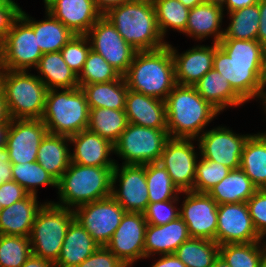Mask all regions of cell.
<instances>
[{"instance_id":"1","label":"cell","mask_w":266,"mask_h":267,"mask_svg":"<svg viewBox=\"0 0 266 267\" xmlns=\"http://www.w3.org/2000/svg\"><path fill=\"white\" fill-rule=\"evenodd\" d=\"M216 48L213 69L227 79L245 101L266 96L262 82L264 47L256 40L221 39Z\"/></svg>"},{"instance_id":"2","label":"cell","mask_w":266,"mask_h":267,"mask_svg":"<svg viewBox=\"0 0 266 267\" xmlns=\"http://www.w3.org/2000/svg\"><path fill=\"white\" fill-rule=\"evenodd\" d=\"M165 106L170 138L196 140L220 113L189 85L176 84L165 99Z\"/></svg>"},{"instance_id":"3","label":"cell","mask_w":266,"mask_h":267,"mask_svg":"<svg viewBox=\"0 0 266 267\" xmlns=\"http://www.w3.org/2000/svg\"><path fill=\"white\" fill-rule=\"evenodd\" d=\"M124 78L128 89L165 101L176 85L170 46L137 51Z\"/></svg>"},{"instance_id":"4","label":"cell","mask_w":266,"mask_h":267,"mask_svg":"<svg viewBox=\"0 0 266 267\" xmlns=\"http://www.w3.org/2000/svg\"><path fill=\"white\" fill-rule=\"evenodd\" d=\"M103 15L136 51L155 50L168 44L159 31L152 0H131Z\"/></svg>"},{"instance_id":"5","label":"cell","mask_w":266,"mask_h":267,"mask_svg":"<svg viewBox=\"0 0 266 267\" xmlns=\"http://www.w3.org/2000/svg\"><path fill=\"white\" fill-rule=\"evenodd\" d=\"M113 169L71 162L57 182L59 201L48 202L74 210L80 205L110 197Z\"/></svg>"},{"instance_id":"6","label":"cell","mask_w":266,"mask_h":267,"mask_svg":"<svg viewBox=\"0 0 266 267\" xmlns=\"http://www.w3.org/2000/svg\"><path fill=\"white\" fill-rule=\"evenodd\" d=\"M51 89L47 91L45 109L41 120L48 133L71 136L87 129L89 106L80 88Z\"/></svg>"},{"instance_id":"7","label":"cell","mask_w":266,"mask_h":267,"mask_svg":"<svg viewBox=\"0 0 266 267\" xmlns=\"http://www.w3.org/2000/svg\"><path fill=\"white\" fill-rule=\"evenodd\" d=\"M2 91L11 119H41L47 87L28 71L4 69Z\"/></svg>"},{"instance_id":"8","label":"cell","mask_w":266,"mask_h":267,"mask_svg":"<svg viewBox=\"0 0 266 267\" xmlns=\"http://www.w3.org/2000/svg\"><path fill=\"white\" fill-rule=\"evenodd\" d=\"M74 219L73 209L45 202L35 217L30 234L32 255L55 264L60 256L68 226Z\"/></svg>"},{"instance_id":"9","label":"cell","mask_w":266,"mask_h":267,"mask_svg":"<svg viewBox=\"0 0 266 267\" xmlns=\"http://www.w3.org/2000/svg\"><path fill=\"white\" fill-rule=\"evenodd\" d=\"M167 129H154L128 123L114 144V154L122 157V164L145 165L159 162L167 141Z\"/></svg>"},{"instance_id":"10","label":"cell","mask_w":266,"mask_h":267,"mask_svg":"<svg viewBox=\"0 0 266 267\" xmlns=\"http://www.w3.org/2000/svg\"><path fill=\"white\" fill-rule=\"evenodd\" d=\"M42 55L33 28L20 16L2 41V68L28 71L37 67Z\"/></svg>"},{"instance_id":"11","label":"cell","mask_w":266,"mask_h":267,"mask_svg":"<svg viewBox=\"0 0 266 267\" xmlns=\"http://www.w3.org/2000/svg\"><path fill=\"white\" fill-rule=\"evenodd\" d=\"M125 212V209L112 196L74 209L75 219L100 246H106L109 242Z\"/></svg>"},{"instance_id":"12","label":"cell","mask_w":266,"mask_h":267,"mask_svg":"<svg viewBox=\"0 0 266 267\" xmlns=\"http://www.w3.org/2000/svg\"><path fill=\"white\" fill-rule=\"evenodd\" d=\"M91 49L100 54L121 76H124L137 52L102 15L86 34Z\"/></svg>"},{"instance_id":"13","label":"cell","mask_w":266,"mask_h":267,"mask_svg":"<svg viewBox=\"0 0 266 267\" xmlns=\"http://www.w3.org/2000/svg\"><path fill=\"white\" fill-rule=\"evenodd\" d=\"M119 182V188L116 187ZM111 196L126 212L144 213L149 204L146 164H116L112 173Z\"/></svg>"},{"instance_id":"14","label":"cell","mask_w":266,"mask_h":267,"mask_svg":"<svg viewBox=\"0 0 266 267\" xmlns=\"http://www.w3.org/2000/svg\"><path fill=\"white\" fill-rule=\"evenodd\" d=\"M144 213L125 212L120 225L106 247L127 267L145 258L144 240L147 228Z\"/></svg>"},{"instance_id":"15","label":"cell","mask_w":266,"mask_h":267,"mask_svg":"<svg viewBox=\"0 0 266 267\" xmlns=\"http://www.w3.org/2000/svg\"><path fill=\"white\" fill-rule=\"evenodd\" d=\"M250 135H239L223 126L205 130L196 140L200 157L221 163L231 170L238 169L244 144Z\"/></svg>"},{"instance_id":"16","label":"cell","mask_w":266,"mask_h":267,"mask_svg":"<svg viewBox=\"0 0 266 267\" xmlns=\"http://www.w3.org/2000/svg\"><path fill=\"white\" fill-rule=\"evenodd\" d=\"M192 141L194 139L170 138L159 160L181 192L193 191L199 160Z\"/></svg>"},{"instance_id":"17","label":"cell","mask_w":266,"mask_h":267,"mask_svg":"<svg viewBox=\"0 0 266 267\" xmlns=\"http://www.w3.org/2000/svg\"><path fill=\"white\" fill-rule=\"evenodd\" d=\"M262 240L253 225L246 202L218 205L215 238L218 245L252 243Z\"/></svg>"},{"instance_id":"18","label":"cell","mask_w":266,"mask_h":267,"mask_svg":"<svg viewBox=\"0 0 266 267\" xmlns=\"http://www.w3.org/2000/svg\"><path fill=\"white\" fill-rule=\"evenodd\" d=\"M47 133L41 119H11L5 146L10 163L35 162L39 145Z\"/></svg>"},{"instance_id":"19","label":"cell","mask_w":266,"mask_h":267,"mask_svg":"<svg viewBox=\"0 0 266 267\" xmlns=\"http://www.w3.org/2000/svg\"><path fill=\"white\" fill-rule=\"evenodd\" d=\"M182 193L186 196L179 213L188 227L190 237L215 241L218 204L207 193Z\"/></svg>"},{"instance_id":"20","label":"cell","mask_w":266,"mask_h":267,"mask_svg":"<svg viewBox=\"0 0 266 267\" xmlns=\"http://www.w3.org/2000/svg\"><path fill=\"white\" fill-rule=\"evenodd\" d=\"M212 44L197 45L182 54L177 53V49L168 44L174 59L176 84L194 86L213 68L215 51L219 45Z\"/></svg>"},{"instance_id":"21","label":"cell","mask_w":266,"mask_h":267,"mask_svg":"<svg viewBox=\"0 0 266 267\" xmlns=\"http://www.w3.org/2000/svg\"><path fill=\"white\" fill-rule=\"evenodd\" d=\"M74 148L71 162L83 166L115 167L114 159L109 158L114 153V144L100 135L85 129L69 136Z\"/></svg>"},{"instance_id":"22","label":"cell","mask_w":266,"mask_h":267,"mask_svg":"<svg viewBox=\"0 0 266 267\" xmlns=\"http://www.w3.org/2000/svg\"><path fill=\"white\" fill-rule=\"evenodd\" d=\"M45 10L75 35H86L103 15L94 0H55Z\"/></svg>"},{"instance_id":"23","label":"cell","mask_w":266,"mask_h":267,"mask_svg":"<svg viewBox=\"0 0 266 267\" xmlns=\"http://www.w3.org/2000/svg\"><path fill=\"white\" fill-rule=\"evenodd\" d=\"M125 114L129 123L154 128L167 129L165 101L128 89Z\"/></svg>"},{"instance_id":"24","label":"cell","mask_w":266,"mask_h":267,"mask_svg":"<svg viewBox=\"0 0 266 267\" xmlns=\"http://www.w3.org/2000/svg\"><path fill=\"white\" fill-rule=\"evenodd\" d=\"M190 238L188 227L180 216L165 225L148 224L144 240L145 258L155 254H174Z\"/></svg>"},{"instance_id":"25","label":"cell","mask_w":266,"mask_h":267,"mask_svg":"<svg viewBox=\"0 0 266 267\" xmlns=\"http://www.w3.org/2000/svg\"><path fill=\"white\" fill-rule=\"evenodd\" d=\"M36 195L28 194L0 212V234L30 237L38 211L45 204Z\"/></svg>"},{"instance_id":"26","label":"cell","mask_w":266,"mask_h":267,"mask_svg":"<svg viewBox=\"0 0 266 267\" xmlns=\"http://www.w3.org/2000/svg\"><path fill=\"white\" fill-rule=\"evenodd\" d=\"M223 15V7L220 3L205 1L189 10L188 22L183 34L195 40L213 36V43H219L224 36V30H221Z\"/></svg>"},{"instance_id":"27","label":"cell","mask_w":266,"mask_h":267,"mask_svg":"<svg viewBox=\"0 0 266 267\" xmlns=\"http://www.w3.org/2000/svg\"><path fill=\"white\" fill-rule=\"evenodd\" d=\"M99 247L86 229L74 219L68 226L60 256L54 267H77Z\"/></svg>"},{"instance_id":"28","label":"cell","mask_w":266,"mask_h":267,"mask_svg":"<svg viewBox=\"0 0 266 267\" xmlns=\"http://www.w3.org/2000/svg\"><path fill=\"white\" fill-rule=\"evenodd\" d=\"M69 136L47 133L39 145L36 161L58 182L71 163Z\"/></svg>"},{"instance_id":"29","label":"cell","mask_w":266,"mask_h":267,"mask_svg":"<svg viewBox=\"0 0 266 267\" xmlns=\"http://www.w3.org/2000/svg\"><path fill=\"white\" fill-rule=\"evenodd\" d=\"M45 12L46 18L42 21L33 20L23 10L20 16L33 28L34 34L37 37L38 47L42 53L60 51L75 34L47 10Z\"/></svg>"},{"instance_id":"30","label":"cell","mask_w":266,"mask_h":267,"mask_svg":"<svg viewBox=\"0 0 266 267\" xmlns=\"http://www.w3.org/2000/svg\"><path fill=\"white\" fill-rule=\"evenodd\" d=\"M198 94L219 112L230 107L243 105L245 101L232 89L227 79L215 69L207 72L195 85Z\"/></svg>"},{"instance_id":"31","label":"cell","mask_w":266,"mask_h":267,"mask_svg":"<svg viewBox=\"0 0 266 267\" xmlns=\"http://www.w3.org/2000/svg\"><path fill=\"white\" fill-rule=\"evenodd\" d=\"M35 69L48 90L79 87L78 76L65 63L60 51L43 53Z\"/></svg>"},{"instance_id":"32","label":"cell","mask_w":266,"mask_h":267,"mask_svg":"<svg viewBox=\"0 0 266 267\" xmlns=\"http://www.w3.org/2000/svg\"><path fill=\"white\" fill-rule=\"evenodd\" d=\"M84 91L89 109L111 108L125 110L128 87L124 76L117 80L102 83L79 85Z\"/></svg>"},{"instance_id":"33","label":"cell","mask_w":266,"mask_h":267,"mask_svg":"<svg viewBox=\"0 0 266 267\" xmlns=\"http://www.w3.org/2000/svg\"><path fill=\"white\" fill-rule=\"evenodd\" d=\"M240 168L258 189H266V132L248 137L243 147Z\"/></svg>"},{"instance_id":"34","label":"cell","mask_w":266,"mask_h":267,"mask_svg":"<svg viewBox=\"0 0 266 267\" xmlns=\"http://www.w3.org/2000/svg\"><path fill=\"white\" fill-rule=\"evenodd\" d=\"M258 190L241 168L231 170L229 174L208 195L218 204L247 202Z\"/></svg>"},{"instance_id":"35","label":"cell","mask_w":266,"mask_h":267,"mask_svg":"<svg viewBox=\"0 0 266 267\" xmlns=\"http://www.w3.org/2000/svg\"><path fill=\"white\" fill-rule=\"evenodd\" d=\"M128 123L125 110L92 108L87 129L115 144Z\"/></svg>"},{"instance_id":"36","label":"cell","mask_w":266,"mask_h":267,"mask_svg":"<svg viewBox=\"0 0 266 267\" xmlns=\"http://www.w3.org/2000/svg\"><path fill=\"white\" fill-rule=\"evenodd\" d=\"M187 267H211L219 256V245L204 238H190L174 252Z\"/></svg>"},{"instance_id":"37","label":"cell","mask_w":266,"mask_h":267,"mask_svg":"<svg viewBox=\"0 0 266 267\" xmlns=\"http://www.w3.org/2000/svg\"><path fill=\"white\" fill-rule=\"evenodd\" d=\"M230 23L224 29V36L221 39L256 40L258 41V29L260 23V12L258 3L237 9L227 13Z\"/></svg>"},{"instance_id":"38","label":"cell","mask_w":266,"mask_h":267,"mask_svg":"<svg viewBox=\"0 0 266 267\" xmlns=\"http://www.w3.org/2000/svg\"><path fill=\"white\" fill-rule=\"evenodd\" d=\"M264 240L219 245V255L230 267H262Z\"/></svg>"},{"instance_id":"39","label":"cell","mask_w":266,"mask_h":267,"mask_svg":"<svg viewBox=\"0 0 266 267\" xmlns=\"http://www.w3.org/2000/svg\"><path fill=\"white\" fill-rule=\"evenodd\" d=\"M146 183L149 202L176 199L182 193L159 162L146 164Z\"/></svg>"},{"instance_id":"40","label":"cell","mask_w":266,"mask_h":267,"mask_svg":"<svg viewBox=\"0 0 266 267\" xmlns=\"http://www.w3.org/2000/svg\"><path fill=\"white\" fill-rule=\"evenodd\" d=\"M154 3L159 31L164 38L172 28L184 33L188 22L189 8L178 0H152Z\"/></svg>"},{"instance_id":"41","label":"cell","mask_w":266,"mask_h":267,"mask_svg":"<svg viewBox=\"0 0 266 267\" xmlns=\"http://www.w3.org/2000/svg\"><path fill=\"white\" fill-rule=\"evenodd\" d=\"M12 180L36 196L38 186L57 188V181L37 161L12 164Z\"/></svg>"},{"instance_id":"42","label":"cell","mask_w":266,"mask_h":267,"mask_svg":"<svg viewBox=\"0 0 266 267\" xmlns=\"http://www.w3.org/2000/svg\"><path fill=\"white\" fill-rule=\"evenodd\" d=\"M31 254L30 237L0 234V267H21Z\"/></svg>"},{"instance_id":"43","label":"cell","mask_w":266,"mask_h":267,"mask_svg":"<svg viewBox=\"0 0 266 267\" xmlns=\"http://www.w3.org/2000/svg\"><path fill=\"white\" fill-rule=\"evenodd\" d=\"M121 75L98 53L90 49L84 68L78 76L79 85L110 82Z\"/></svg>"},{"instance_id":"44","label":"cell","mask_w":266,"mask_h":267,"mask_svg":"<svg viewBox=\"0 0 266 267\" xmlns=\"http://www.w3.org/2000/svg\"><path fill=\"white\" fill-rule=\"evenodd\" d=\"M196 163V176L193 186V192L207 193L218 183H220L231 171L230 168L221 163L205 160Z\"/></svg>"},{"instance_id":"45","label":"cell","mask_w":266,"mask_h":267,"mask_svg":"<svg viewBox=\"0 0 266 267\" xmlns=\"http://www.w3.org/2000/svg\"><path fill=\"white\" fill-rule=\"evenodd\" d=\"M90 49L91 45L86 35H75L60 50V53L69 68L79 76L84 68Z\"/></svg>"},{"instance_id":"46","label":"cell","mask_w":266,"mask_h":267,"mask_svg":"<svg viewBox=\"0 0 266 267\" xmlns=\"http://www.w3.org/2000/svg\"><path fill=\"white\" fill-rule=\"evenodd\" d=\"M178 199L179 196L172 200L149 202L148 207L144 212L147 223L150 225L160 226L177 219L180 216L179 208L175 206V204L177 205L179 202Z\"/></svg>"},{"instance_id":"47","label":"cell","mask_w":266,"mask_h":267,"mask_svg":"<svg viewBox=\"0 0 266 267\" xmlns=\"http://www.w3.org/2000/svg\"><path fill=\"white\" fill-rule=\"evenodd\" d=\"M258 235L266 237V189H258L246 202Z\"/></svg>"},{"instance_id":"48","label":"cell","mask_w":266,"mask_h":267,"mask_svg":"<svg viewBox=\"0 0 266 267\" xmlns=\"http://www.w3.org/2000/svg\"><path fill=\"white\" fill-rule=\"evenodd\" d=\"M77 267H127L106 246H100Z\"/></svg>"},{"instance_id":"49","label":"cell","mask_w":266,"mask_h":267,"mask_svg":"<svg viewBox=\"0 0 266 267\" xmlns=\"http://www.w3.org/2000/svg\"><path fill=\"white\" fill-rule=\"evenodd\" d=\"M7 0L0 6V40L3 41L9 31L12 29L14 22L20 17L22 9L14 2Z\"/></svg>"},{"instance_id":"50","label":"cell","mask_w":266,"mask_h":267,"mask_svg":"<svg viewBox=\"0 0 266 267\" xmlns=\"http://www.w3.org/2000/svg\"><path fill=\"white\" fill-rule=\"evenodd\" d=\"M28 193L15 181H6L0 186V203L3 208L24 199Z\"/></svg>"},{"instance_id":"51","label":"cell","mask_w":266,"mask_h":267,"mask_svg":"<svg viewBox=\"0 0 266 267\" xmlns=\"http://www.w3.org/2000/svg\"><path fill=\"white\" fill-rule=\"evenodd\" d=\"M258 7L260 12L258 42L263 47H265L266 46V0H259Z\"/></svg>"},{"instance_id":"52","label":"cell","mask_w":266,"mask_h":267,"mask_svg":"<svg viewBox=\"0 0 266 267\" xmlns=\"http://www.w3.org/2000/svg\"><path fill=\"white\" fill-rule=\"evenodd\" d=\"M151 267H187L175 254L161 255Z\"/></svg>"},{"instance_id":"53","label":"cell","mask_w":266,"mask_h":267,"mask_svg":"<svg viewBox=\"0 0 266 267\" xmlns=\"http://www.w3.org/2000/svg\"><path fill=\"white\" fill-rule=\"evenodd\" d=\"M259 0H224L221 5L226 8L225 10L229 12L235 11L240 8L249 7L257 4ZM226 5V6H225Z\"/></svg>"},{"instance_id":"54","label":"cell","mask_w":266,"mask_h":267,"mask_svg":"<svg viewBox=\"0 0 266 267\" xmlns=\"http://www.w3.org/2000/svg\"><path fill=\"white\" fill-rule=\"evenodd\" d=\"M131 0H94L97 9L105 14L110 8L124 4Z\"/></svg>"},{"instance_id":"55","label":"cell","mask_w":266,"mask_h":267,"mask_svg":"<svg viewBox=\"0 0 266 267\" xmlns=\"http://www.w3.org/2000/svg\"><path fill=\"white\" fill-rule=\"evenodd\" d=\"M21 267H54V264L48 260L31 254Z\"/></svg>"},{"instance_id":"56","label":"cell","mask_w":266,"mask_h":267,"mask_svg":"<svg viewBox=\"0 0 266 267\" xmlns=\"http://www.w3.org/2000/svg\"><path fill=\"white\" fill-rule=\"evenodd\" d=\"M11 117L3 91L0 92V124H10Z\"/></svg>"},{"instance_id":"57","label":"cell","mask_w":266,"mask_h":267,"mask_svg":"<svg viewBox=\"0 0 266 267\" xmlns=\"http://www.w3.org/2000/svg\"><path fill=\"white\" fill-rule=\"evenodd\" d=\"M6 181H12V164L0 162V186Z\"/></svg>"},{"instance_id":"58","label":"cell","mask_w":266,"mask_h":267,"mask_svg":"<svg viewBox=\"0 0 266 267\" xmlns=\"http://www.w3.org/2000/svg\"><path fill=\"white\" fill-rule=\"evenodd\" d=\"M8 129H9V124H0V147L6 146Z\"/></svg>"},{"instance_id":"59","label":"cell","mask_w":266,"mask_h":267,"mask_svg":"<svg viewBox=\"0 0 266 267\" xmlns=\"http://www.w3.org/2000/svg\"><path fill=\"white\" fill-rule=\"evenodd\" d=\"M178 1L189 9L205 2V0H178Z\"/></svg>"},{"instance_id":"60","label":"cell","mask_w":266,"mask_h":267,"mask_svg":"<svg viewBox=\"0 0 266 267\" xmlns=\"http://www.w3.org/2000/svg\"><path fill=\"white\" fill-rule=\"evenodd\" d=\"M262 82L266 87V46L264 47L263 52Z\"/></svg>"},{"instance_id":"61","label":"cell","mask_w":266,"mask_h":267,"mask_svg":"<svg viewBox=\"0 0 266 267\" xmlns=\"http://www.w3.org/2000/svg\"><path fill=\"white\" fill-rule=\"evenodd\" d=\"M0 162H10L9 153L5 147H0Z\"/></svg>"},{"instance_id":"62","label":"cell","mask_w":266,"mask_h":267,"mask_svg":"<svg viewBox=\"0 0 266 267\" xmlns=\"http://www.w3.org/2000/svg\"><path fill=\"white\" fill-rule=\"evenodd\" d=\"M211 267H230L224 259L219 255Z\"/></svg>"},{"instance_id":"63","label":"cell","mask_w":266,"mask_h":267,"mask_svg":"<svg viewBox=\"0 0 266 267\" xmlns=\"http://www.w3.org/2000/svg\"><path fill=\"white\" fill-rule=\"evenodd\" d=\"M262 267H266V241H264V254H263Z\"/></svg>"},{"instance_id":"64","label":"cell","mask_w":266,"mask_h":267,"mask_svg":"<svg viewBox=\"0 0 266 267\" xmlns=\"http://www.w3.org/2000/svg\"><path fill=\"white\" fill-rule=\"evenodd\" d=\"M3 72L4 69L2 68L1 64H0V92L2 91V78H3Z\"/></svg>"},{"instance_id":"65","label":"cell","mask_w":266,"mask_h":267,"mask_svg":"<svg viewBox=\"0 0 266 267\" xmlns=\"http://www.w3.org/2000/svg\"><path fill=\"white\" fill-rule=\"evenodd\" d=\"M55 0H44V3H45V9L52 3L54 2Z\"/></svg>"},{"instance_id":"66","label":"cell","mask_w":266,"mask_h":267,"mask_svg":"<svg viewBox=\"0 0 266 267\" xmlns=\"http://www.w3.org/2000/svg\"><path fill=\"white\" fill-rule=\"evenodd\" d=\"M206 2H216V3H222L224 0H205Z\"/></svg>"},{"instance_id":"67","label":"cell","mask_w":266,"mask_h":267,"mask_svg":"<svg viewBox=\"0 0 266 267\" xmlns=\"http://www.w3.org/2000/svg\"><path fill=\"white\" fill-rule=\"evenodd\" d=\"M262 103H263V106H264V112L266 113V96H265V98H264Z\"/></svg>"},{"instance_id":"68","label":"cell","mask_w":266,"mask_h":267,"mask_svg":"<svg viewBox=\"0 0 266 267\" xmlns=\"http://www.w3.org/2000/svg\"><path fill=\"white\" fill-rule=\"evenodd\" d=\"M1 55H2V41L0 40V58H1Z\"/></svg>"},{"instance_id":"69","label":"cell","mask_w":266,"mask_h":267,"mask_svg":"<svg viewBox=\"0 0 266 267\" xmlns=\"http://www.w3.org/2000/svg\"><path fill=\"white\" fill-rule=\"evenodd\" d=\"M7 0H0V6L3 5Z\"/></svg>"},{"instance_id":"70","label":"cell","mask_w":266,"mask_h":267,"mask_svg":"<svg viewBox=\"0 0 266 267\" xmlns=\"http://www.w3.org/2000/svg\"><path fill=\"white\" fill-rule=\"evenodd\" d=\"M2 209H3V207H2V205H1V203H0V212H1Z\"/></svg>"}]
</instances>
